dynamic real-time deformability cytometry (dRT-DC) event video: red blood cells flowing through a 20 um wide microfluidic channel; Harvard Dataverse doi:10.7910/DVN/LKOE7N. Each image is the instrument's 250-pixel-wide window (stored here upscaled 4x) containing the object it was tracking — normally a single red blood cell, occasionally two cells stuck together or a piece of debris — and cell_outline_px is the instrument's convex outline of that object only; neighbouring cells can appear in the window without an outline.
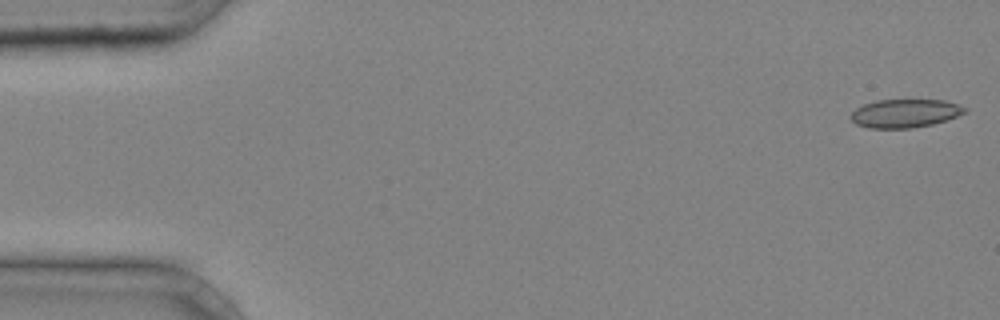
{"species": "common noctule bat (a hibernating species)", "species_latin": "Nyctalus noctula", "temperature_condition": "cold", "stored_images_in_passage": 39, "camera_frame_rate_fps": 3000, "um_per_image_px": 0.085, "animal": {"sex": "male", "body_mass_g": 20.4}, "frame": {"image": 1, "passage_image": 1, "time_ms": 0.0, "image_size_px": [1000, 320], "cell_outline_px": [[968, 112], [932, 124], [912, 128], [868, 128], [856, 124], [848, 116], [856, 108], [864, 104], [876, 100], [944, 100], [968, 108]], "centroid_in_image_um": [76.9, 9.63], "position_along_channel_um": 8.1, "area_um2": 18.84}}
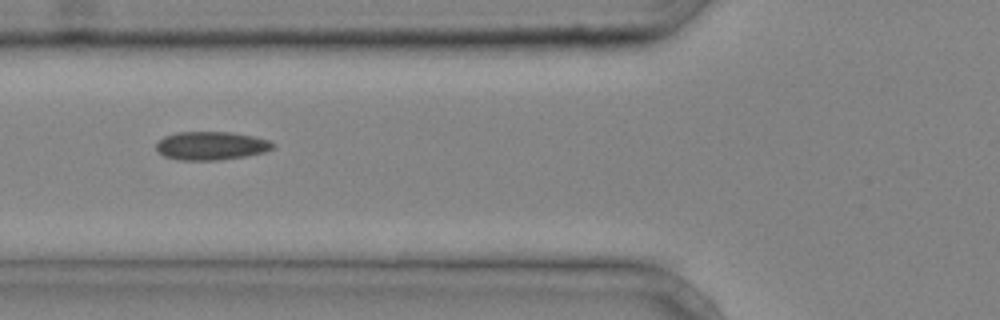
{"frame": {"image": 2, "passage_image": 16, "time_ms": 5.0, "image_size_px": [1000, 320], "cell_outline_px": [[276, 148], [264, 152], [244, 156], [216, 160], [184, 160], [164, 156], [156, 148], [156, 144], [164, 136], [176, 132], [232, 132], [256, 136], [268, 140], [276, 144]], "centroid_in_image_um": [18.0, 12.37], "position_along_channel_um": 107.8, "area_um2": 19.31}}
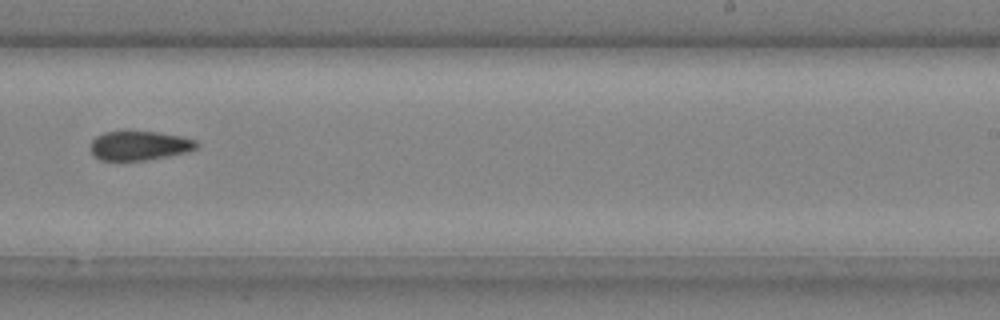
{"frame": {"image": 3, "passage_image": 27, "time_ms": 8.667, "image_size_px": [1000, 320], "cell_outline_px": [[200, 148], [188, 152], [168, 156], [144, 160], [100, 160], [92, 152], [92, 140], [96, 136], [104, 132], [156, 132], [180, 136], [196, 140], [200, 144]], "centroid_in_image_um": [11.92, 12.38], "position_along_channel_um": 277.1, "area_um2": 17.92}}